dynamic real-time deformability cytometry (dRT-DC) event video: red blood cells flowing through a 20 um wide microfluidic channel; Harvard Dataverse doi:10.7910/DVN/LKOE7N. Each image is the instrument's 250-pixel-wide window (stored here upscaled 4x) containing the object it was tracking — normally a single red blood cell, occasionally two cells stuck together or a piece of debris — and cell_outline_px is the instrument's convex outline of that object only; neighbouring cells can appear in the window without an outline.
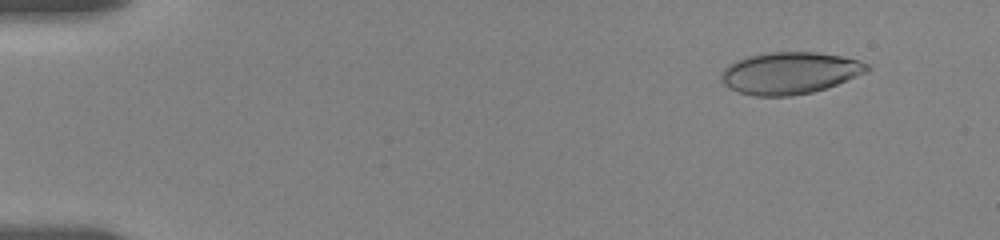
{"species": "human", "species_latin": "Homo sapiens", "temperature_condition": "room temperature", "stored_images_in_passage": 34, "camera_frame_rate_fps": 3000, "um_per_image_px": 0.085, "donor": {"sex": "female"}, "frame": {"image": 1, "passage_image": 4, "time_ms": 1.333, "image_size_px": [1000, 240], "cell_outline_px": [[872, 68], [868, 72], [836, 84], [812, 92], [792, 96], [756, 96], [740, 92], [728, 88], [720, 80], [720, 76], [724, 68], [728, 64], [736, 60], [748, 56], [768, 52], [816, 52], [840, 56], [860, 60], [868, 64]], "centroid_in_image_um": [67.12, 6.2], "position_along_channel_um": 17.9, "area_um2": 35.72}}
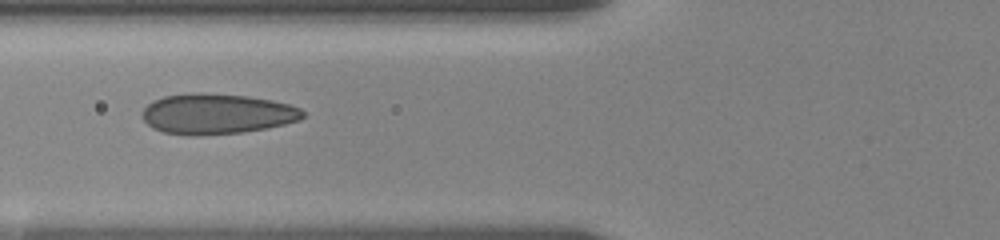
{"frame": {"image": 2, "passage_image": 28, "time_ms": 7.0, "image_size_px": [1000, 240], "cell_outline_px": [[304, 116], [300, 120], [284, 124], [244, 132], [164, 132], [152, 128], [144, 120], [140, 112], [152, 100], [164, 96], [188, 92], [200, 92], [248, 96], [272, 100], [288, 104], [300, 108], [304, 112]], "centroid_in_image_um": [18.44, 9.62], "position_along_channel_um": 107.4, "area_um2": 36.88}}
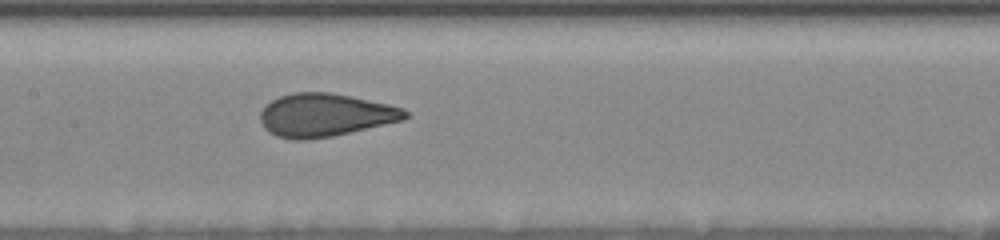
{"frame": {"image": 3, "passage_image": 34, "time_ms": 9.0, "image_size_px": [1000, 240], "cell_outline_px": [[408, 116], [404, 120], [332, 136], [308, 140], [292, 140], [276, 136], [268, 132], [264, 128], [260, 120], [260, 112], [272, 100], [280, 96], [292, 92], [332, 92], [388, 104], [404, 108], [408, 112]], "centroid_in_image_um": [27.62, 9.78], "position_along_channel_um": 179.8, "area_um2": 36.47}}